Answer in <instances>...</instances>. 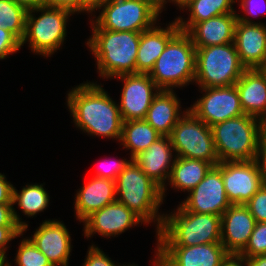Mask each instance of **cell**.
I'll return each instance as SVG.
<instances>
[{"mask_svg": "<svg viewBox=\"0 0 266 266\" xmlns=\"http://www.w3.org/2000/svg\"><path fill=\"white\" fill-rule=\"evenodd\" d=\"M75 126L90 136L111 138L120 142L122 123L117 102L97 82L80 83L66 97Z\"/></svg>", "mask_w": 266, "mask_h": 266, "instance_id": "obj_1", "label": "cell"}, {"mask_svg": "<svg viewBox=\"0 0 266 266\" xmlns=\"http://www.w3.org/2000/svg\"><path fill=\"white\" fill-rule=\"evenodd\" d=\"M90 23L92 35L86 45L95 57L99 77L113 79L123 74H136L141 32L105 30L92 19Z\"/></svg>", "mask_w": 266, "mask_h": 266, "instance_id": "obj_2", "label": "cell"}, {"mask_svg": "<svg viewBox=\"0 0 266 266\" xmlns=\"http://www.w3.org/2000/svg\"><path fill=\"white\" fill-rule=\"evenodd\" d=\"M116 201L124 204L144 224L155 223L160 231L164 213L159 212L163 203L162 189L153 182L132 159L116 179Z\"/></svg>", "mask_w": 266, "mask_h": 266, "instance_id": "obj_3", "label": "cell"}, {"mask_svg": "<svg viewBox=\"0 0 266 266\" xmlns=\"http://www.w3.org/2000/svg\"><path fill=\"white\" fill-rule=\"evenodd\" d=\"M157 246H194L221 242V216L186 211L180 204L176 211L164 214Z\"/></svg>", "mask_w": 266, "mask_h": 266, "instance_id": "obj_4", "label": "cell"}, {"mask_svg": "<svg viewBox=\"0 0 266 266\" xmlns=\"http://www.w3.org/2000/svg\"><path fill=\"white\" fill-rule=\"evenodd\" d=\"M265 123L244 114L211 126L220 162L255 160Z\"/></svg>", "mask_w": 266, "mask_h": 266, "instance_id": "obj_5", "label": "cell"}, {"mask_svg": "<svg viewBox=\"0 0 266 266\" xmlns=\"http://www.w3.org/2000/svg\"><path fill=\"white\" fill-rule=\"evenodd\" d=\"M196 48L190 36L179 31L166 45L148 73L160 90L173 91L195 80Z\"/></svg>", "mask_w": 266, "mask_h": 266, "instance_id": "obj_6", "label": "cell"}, {"mask_svg": "<svg viewBox=\"0 0 266 266\" xmlns=\"http://www.w3.org/2000/svg\"><path fill=\"white\" fill-rule=\"evenodd\" d=\"M245 70L234 42L196 48L194 83L199 88L235 85Z\"/></svg>", "mask_w": 266, "mask_h": 266, "instance_id": "obj_7", "label": "cell"}, {"mask_svg": "<svg viewBox=\"0 0 266 266\" xmlns=\"http://www.w3.org/2000/svg\"><path fill=\"white\" fill-rule=\"evenodd\" d=\"M39 12L41 14L36 17L35 13ZM71 15L74 14L69 10L47 6L28 11L21 47L29 42L33 53L51 57L66 40V26Z\"/></svg>", "mask_w": 266, "mask_h": 266, "instance_id": "obj_8", "label": "cell"}, {"mask_svg": "<svg viewBox=\"0 0 266 266\" xmlns=\"http://www.w3.org/2000/svg\"><path fill=\"white\" fill-rule=\"evenodd\" d=\"M169 137L176 157L203 160L213 167L220 163L211 127L191 110L181 117Z\"/></svg>", "mask_w": 266, "mask_h": 266, "instance_id": "obj_9", "label": "cell"}, {"mask_svg": "<svg viewBox=\"0 0 266 266\" xmlns=\"http://www.w3.org/2000/svg\"><path fill=\"white\" fill-rule=\"evenodd\" d=\"M102 11L100 12V10ZM92 19L101 29L142 32L159 23L160 14L141 0H110L102 5Z\"/></svg>", "mask_w": 266, "mask_h": 266, "instance_id": "obj_10", "label": "cell"}, {"mask_svg": "<svg viewBox=\"0 0 266 266\" xmlns=\"http://www.w3.org/2000/svg\"><path fill=\"white\" fill-rule=\"evenodd\" d=\"M203 93L189 108L209 127L230 118L244 115L239 92L235 85L199 88Z\"/></svg>", "mask_w": 266, "mask_h": 266, "instance_id": "obj_11", "label": "cell"}, {"mask_svg": "<svg viewBox=\"0 0 266 266\" xmlns=\"http://www.w3.org/2000/svg\"><path fill=\"white\" fill-rule=\"evenodd\" d=\"M215 167L221 172L231 205H245L264 184L255 160L225 161Z\"/></svg>", "mask_w": 266, "mask_h": 266, "instance_id": "obj_12", "label": "cell"}, {"mask_svg": "<svg viewBox=\"0 0 266 266\" xmlns=\"http://www.w3.org/2000/svg\"><path fill=\"white\" fill-rule=\"evenodd\" d=\"M154 266H221L228 252L221 242L194 246H157Z\"/></svg>", "mask_w": 266, "mask_h": 266, "instance_id": "obj_13", "label": "cell"}, {"mask_svg": "<svg viewBox=\"0 0 266 266\" xmlns=\"http://www.w3.org/2000/svg\"><path fill=\"white\" fill-rule=\"evenodd\" d=\"M123 82L120 94L121 118L124 121L144 119L160 89L148 74H123L116 76Z\"/></svg>", "mask_w": 266, "mask_h": 266, "instance_id": "obj_14", "label": "cell"}, {"mask_svg": "<svg viewBox=\"0 0 266 266\" xmlns=\"http://www.w3.org/2000/svg\"><path fill=\"white\" fill-rule=\"evenodd\" d=\"M180 205L186 211L222 216L231 203L225 192L221 172L215 166L212 167Z\"/></svg>", "mask_w": 266, "mask_h": 266, "instance_id": "obj_15", "label": "cell"}, {"mask_svg": "<svg viewBox=\"0 0 266 266\" xmlns=\"http://www.w3.org/2000/svg\"><path fill=\"white\" fill-rule=\"evenodd\" d=\"M84 236L93 237L94 234L102 237H116L129 228L144 222L124 204L115 201L93 212L84 221Z\"/></svg>", "mask_w": 266, "mask_h": 266, "instance_id": "obj_16", "label": "cell"}, {"mask_svg": "<svg viewBox=\"0 0 266 266\" xmlns=\"http://www.w3.org/2000/svg\"><path fill=\"white\" fill-rule=\"evenodd\" d=\"M65 224L57 219L44 220L36 228L33 244L47 257L53 266H68L72 251L71 236Z\"/></svg>", "mask_w": 266, "mask_h": 266, "instance_id": "obj_17", "label": "cell"}, {"mask_svg": "<svg viewBox=\"0 0 266 266\" xmlns=\"http://www.w3.org/2000/svg\"><path fill=\"white\" fill-rule=\"evenodd\" d=\"M234 43L246 69H266V24L237 20Z\"/></svg>", "mask_w": 266, "mask_h": 266, "instance_id": "obj_18", "label": "cell"}, {"mask_svg": "<svg viewBox=\"0 0 266 266\" xmlns=\"http://www.w3.org/2000/svg\"><path fill=\"white\" fill-rule=\"evenodd\" d=\"M173 153L170 137L161 136L148 149L133 158L141 170L162 189L163 200L167 190L165 182L169 180L176 158Z\"/></svg>", "mask_w": 266, "mask_h": 266, "instance_id": "obj_19", "label": "cell"}, {"mask_svg": "<svg viewBox=\"0 0 266 266\" xmlns=\"http://www.w3.org/2000/svg\"><path fill=\"white\" fill-rule=\"evenodd\" d=\"M255 223L246 205H231L222 214L221 243L229 254H240L245 249Z\"/></svg>", "mask_w": 266, "mask_h": 266, "instance_id": "obj_20", "label": "cell"}, {"mask_svg": "<svg viewBox=\"0 0 266 266\" xmlns=\"http://www.w3.org/2000/svg\"><path fill=\"white\" fill-rule=\"evenodd\" d=\"M74 209L76 219L83 222L93 212L116 201V181L92 176L78 189Z\"/></svg>", "mask_w": 266, "mask_h": 266, "instance_id": "obj_21", "label": "cell"}, {"mask_svg": "<svg viewBox=\"0 0 266 266\" xmlns=\"http://www.w3.org/2000/svg\"><path fill=\"white\" fill-rule=\"evenodd\" d=\"M158 25L157 23L152 28L141 32L137 50L136 74H148L167 43L180 31L176 19L166 24V28Z\"/></svg>", "mask_w": 266, "mask_h": 266, "instance_id": "obj_22", "label": "cell"}, {"mask_svg": "<svg viewBox=\"0 0 266 266\" xmlns=\"http://www.w3.org/2000/svg\"><path fill=\"white\" fill-rule=\"evenodd\" d=\"M237 13H226L195 23L186 33L195 48H204L234 42Z\"/></svg>", "mask_w": 266, "mask_h": 266, "instance_id": "obj_23", "label": "cell"}, {"mask_svg": "<svg viewBox=\"0 0 266 266\" xmlns=\"http://www.w3.org/2000/svg\"><path fill=\"white\" fill-rule=\"evenodd\" d=\"M244 114L266 122V69H246L235 83Z\"/></svg>", "mask_w": 266, "mask_h": 266, "instance_id": "obj_24", "label": "cell"}, {"mask_svg": "<svg viewBox=\"0 0 266 266\" xmlns=\"http://www.w3.org/2000/svg\"><path fill=\"white\" fill-rule=\"evenodd\" d=\"M180 102L174 90H160L154 97L144 120L161 136L169 137L174 126L189 109L181 111Z\"/></svg>", "mask_w": 266, "mask_h": 266, "instance_id": "obj_25", "label": "cell"}, {"mask_svg": "<svg viewBox=\"0 0 266 266\" xmlns=\"http://www.w3.org/2000/svg\"><path fill=\"white\" fill-rule=\"evenodd\" d=\"M237 0H186L180 7L184 12L189 11L187 20L182 16L176 19L180 31L187 32L195 23L226 13H236L232 4Z\"/></svg>", "mask_w": 266, "mask_h": 266, "instance_id": "obj_26", "label": "cell"}, {"mask_svg": "<svg viewBox=\"0 0 266 266\" xmlns=\"http://www.w3.org/2000/svg\"><path fill=\"white\" fill-rule=\"evenodd\" d=\"M213 166L203 160L176 157L168 182L171 188L188 193L195 188Z\"/></svg>", "mask_w": 266, "mask_h": 266, "instance_id": "obj_27", "label": "cell"}, {"mask_svg": "<svg viewBox=\"0 0 266 266\" xmlns=\"http://www.w3.org/2000/svg\"><path fill=\"white\" fill-rule=\"evenodd\" d=\"M161 135L144 119L124 121L120 145L130 150V159L149 148Z\"/></svg>", "mask_w": 266, "mask_h": 266, "instance_id": "obj_28", "label": "cell"}, {"mask_svg": "<svg viewBox=\"0 0 266 266\" xmlns=\"http://www.w3.org/2000/svg\"><path fill=\"white\" fill-rule=\"evenodd\" d=\"M49 193L43 184H26L20 192L13 187V205L17 204L23 215L34 217L49 207Z\"/></svg>", "mask_w": 266, "mask_h": 266, "instance_id": "obj_29", "label": "cell"}, {"mask_svg": "<svg viewBox=\"0 0 266 266\" xmlns=\"http://www.w3.org/2000/svg\"><path fill=\"white\" fill-rule=\"evenodd\" d=\"M27 11L11 0H0V28L13 33L20 41L25 34Z\"/></svg>", "mask_w": 266, "mask_h": 266, "instance_id": "obj_30", "label": "cell"}, {"mask_svg": "<svg viewBox=\"0 0 266 266\" xmlns=\"http://www.w3.org/2000/svg\"><path fill=\"white\" fill-rule=\"evenodd\" d=\"M19 244L14 259L16 266H53L28 237L23 238Z\"/></svg>", "mask_w": 266, "mask_h": 266, "instance_id": "obj_31", "label": "cell"}, {"mask_svg": "<svg viewBox=\"0 0 266 266\" xmlns=\"http://www.w3.org/2000/svg\"><path fill=\"white\" fill-rule=\"evenodd\" d=\"M245 258L266 255V222H256L245 249L240 253Z\"/></svg>", "mask_w": 266, "mask_h": 266, "instance_id": "obj_32", "label": "cell"}, {"mask_svg": "<svg viewBox=\"0 0 266 266\" xmlns=\"http://www.w3.org/2000/svg\"><path fill=\"white\" fill-rule=\"evenodd\" d=\"M256 222H266V183L245 204Z\"/></svg>", "mask_w": 266, "mask_h": 266, "instance_id": "obj_33", "label": "cell"}, {"mask_svg": "<svg viewBox=\"0 0 266 266\" xmlns=\"http://www.w3.org/2000/svg\"><path fill=\"white\" fill-rule=\"evenodd\" d=\"M239 2V7L241 8V10H243V12H245L244 14L246 15H240L239 13H237V19L239 21L246 23H255V21L251 20L249 16L256 18L260 15H266V0H239L238 3Z\"/></svg>", "mask_w": 266, "mask_h": 266, "instance_id": "obj_34", "label": "cell"}, {"mask_svg": "<svg viewBox=\"0 0 266 266\" xmlns=\"http://www.w3.org/2000/svg\"><path fill=\"white\" fill-rule=\"evenodd\" d=\"M21 49V41L10 31L0 28V60Z\"/></svg>", "mask_w": 266, "mask_h": 266, "instance_id": "obj_35", "label": "cell"}, {"mask_svg": "<svg viewBox=\"0 0 266 266\" xmlns=\"http://www.w3.org/2000/svg\"><path fill=\"white\" fill-rule=\"evenodd\" d=\"M0 226H20L23 233L28 230V224L22 221L13 204H0Z\"/></svg>", "mask_w": 266, "mask_h": 266, "instance_id": "obj_36", "label": "cell"}, {"mask_svg": "<svg viewBox=\"0 0 266 266\" xmlns=\"http://www.w3.org/2000/svg\"><path fill=\"white\" fill-rule=\"evenodd\" d=\"M86 255L82 266H122L112 261L102 249L94 244L90 245ZM123 266H126V264H123Z\"/></svg>", "mask_w": 266, "mask_h": 266, "instance_id": "obj_37", "label": "cell"}, {"mask_svg": "<svg viewBox=\"0 0 266 266\" xmlns=\"http://www.w3.org/2000/svg\"><path fill=\"white\" fill-rule=\"evenodd\" d=\"M132 159L126 160V159H119V160H111V163L108 167V165H104L103 167H98V169L95 170L94 177H100L105 179H111L113 181H116L117 177L121 174V172L127 167V165L130 163ZM113 161V162H112ZM107 162V161H106ZM105 162V163H106ZM104 163V162H103ZM107 164V163H106Z\"/></svg>", "mask_w": 266, "mask_h": 266, "instance_id": "obj_38", "label": "cell"}, {"mask_svg": "<svg viewBox=\"0 0 266 266\" xmlns=\"http://www.w3.org/2000/svg\"><path fill=\"white\" fill-rule=\"evenodd\" d=\"M20 236H23L20 226H0V254L7 256L8 243Z\"/></svg>", "mask_w": 266, "mask_h": 266, "instance_id": "obj_39", "label": "cell"}, {"mask_svg": "<svg viewBox=\"0 0 266 266\" xmlns=\"http://www.w3.org/2000/svg\"><path fill=\"white\" fill-rule=\"evenodd\" d=\"M255 161L259 167L260 175L264 183H266V128L261 134Z\"/></svg>", "mask_w": 266, "mask_h": 266, "instance_id": "obj_40", "label": "cell"}, {"mask_svg": "<svg viewBox=\"0 0 266 266\" xmlns=\"http://www.w3.org/2000/svg\"><path fill=\"white\" fill-rule=\"evenodd\" d=\"M43 6L63 8L73 14L81 13V0H43Z\"/></svg>", "mask_w": 266, "mask_h": 266, "instance_id": "obj_41", "label": "cell"}, {"mask_svg": "<svg viewBox=\"0 0 266 266\" xmlns=\"http://www.w3.org/2000/svg\"><path fill=\"white\" fill-rule=\"evenodd\" d=\"M13 187L6 176L0 173V204H13Z\"/></svg>", "mask_w": 266, "mask_h": 266, "instance_id": "obj_42", "label": "cell"}, {"mask_svg": "<svg viewBox=\"0 0 266 266\" xmlns=\"http://www.w3.org/2000/svg\"><path fill=\"white\" fill-rule=\"evenodd\" d=\"M110 0H81V13H90L92 16L102 5Z\"/></svg>", "mask_w": 266, "mask_h": 266, "instance_id": "obj_43", "label": "cell"}, {"mask_svg": "<svg viewBox=\"0 0 266 266\" xmlns=\"http://www.w3.org/2000/svg\"><path fill=\"white\" fill-rule=\"evenodd\" d=\"M221 266H249L248 260L240 254H228Z\"/></svg>", "mask_w": 266, "mask_h": 266, "instance_id": "obj_44", "label": "cell"}, {"mask_svg": "<svg viewBox=\"0 0 266 266\" xmlns=\"http://www.w3.org/2000/svg\"><path fill=\"white\" fill-rule=\"evenodd\" d=\"M27 12L43 6V0H11Z\"/></svg>", "mask_w": 266, "mask_h": 266, "instance_id": "obj_45", "label": "cell"}, {"mask_svg": "<svg viewBox=\"0 0 266 266\" xmlns=\"http://www.w3.org/2000/svg\"><path fill=\"white\" fill-rule=\"evenodd\" d=\"M147 2L151 7H153L159 14L163 12L166 8L165 5L169 3H174V0H141Z\"/></svg>", "mask_w": 266, "mask_h": 266, "instance_id": "obj_46", "label": "cell"}, {"mask_svg": "<svg viewBox=\"0 0 266 266\" xmlns=\"http://www.w3.org/2000/svg\"><path fill=\"white\" fill-rule=\"evenodd\" d=\"M246 259L248 260L249 266H266V255H259Z\"/></svg>", "mask_w": 266, "mask_h": 266, "instance_id": "obj_47", "label": "cell"}, {"mask_svg": "<svg viewBox=\"0 0 266 266\" xmlns=\"http://www.w3.org/2000/svg\"><path fill=\"white\" fill-rule=\"evenodd\" d=\"M7 256L0 254V266H6L8 264Z\"/></svg>", "mask_w": 266, "mask_h": 266, "instance_id": "obj_48", "label": "cell"}, {"mask_svg": "<svg viewBox=\"0 0 266 266\" xmlns=\"http://www.w3.org/2000/svg\"><path fill=\"white\" fill-rule=\"evenodd\" d=\"M186 0H174V5L180 7Z\"/></svg>", "mask_w": 266, "mask_h": 266, "instance_id": "obj_49", "label": "cell"}, {"mask_svg": "<svg viewBox=\"0 0 266 266\" xmlns=\"http://www.w3.org/2000/svg\"><path fill=\"white\" fill-rule=\"evenodd\" d=\"M126 266H138V265H135L134 263L133 264H128V265H126Z\"/></svg>", "mask_w": 266, "mask_h": 266, "instance_id": "obj_50", "label": "cell"}]
</instances>
